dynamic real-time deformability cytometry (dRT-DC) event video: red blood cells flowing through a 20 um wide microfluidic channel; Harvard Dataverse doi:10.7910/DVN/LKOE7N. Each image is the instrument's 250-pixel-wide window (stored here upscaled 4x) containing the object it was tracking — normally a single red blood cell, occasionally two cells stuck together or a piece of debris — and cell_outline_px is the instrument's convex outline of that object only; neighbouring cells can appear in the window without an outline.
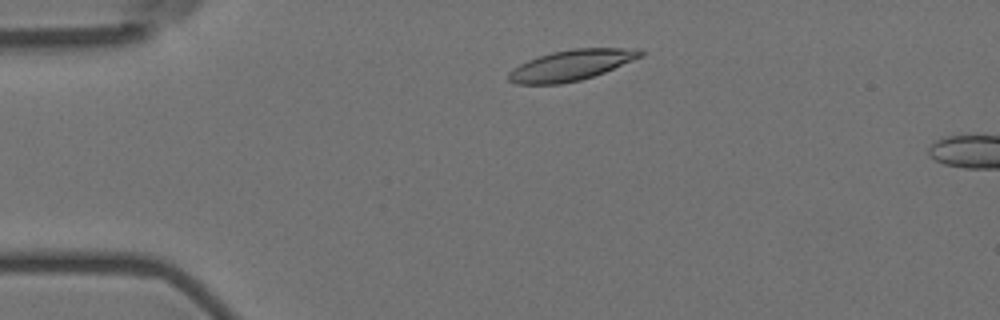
{"species": "Egyptian fruit bat (a non-hibernating species)", "species_latin": "Rousettus aegyptiacus", "temperature_condition": "room temperature", "stored_images_in_passage": 50, "segment_of_instrument_passage": [1, 2], "camera_frame_rate_fps": 3000, "um_per_image_px": 0.085, "animal": {"sex": "female"}, "frame": {"image": 1, "passage_image": 5, "time_ms": 1.333, "image_size_px": [1000, 320], "cell_outline_px": [[644, 56], [604, 72], [580, 80], [560, 84], [516, 84], [508, 80], [508, 72], [512, 68], [528, 60], [552, 52], [572, 48], [640, 48], [644, 52]], "centroid_in_image_um": [48.57, 5.53], "position_along_channel_um": 36.4, "area_um2": 23.58}}
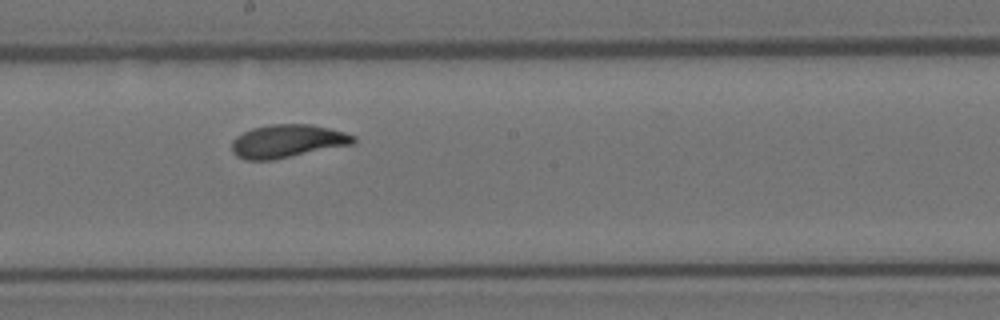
{"frame": {"image": 2, "passage_image": 24, "time_ms": 7.667, "image_size_px": [1000, 320], "cell_outline_px": [[356, 140], [352, 144], [272, 160], [248, 160], [236, 156], [232, 152], [232, 140], [236, 136], [252, 128], [272, 124], [312, 124], [344, 132], [356, 136]], "centroid_in_image_um": [24.41, 11.99], "position_along_channel_um": 223.8, "area_um2": 23.35}}
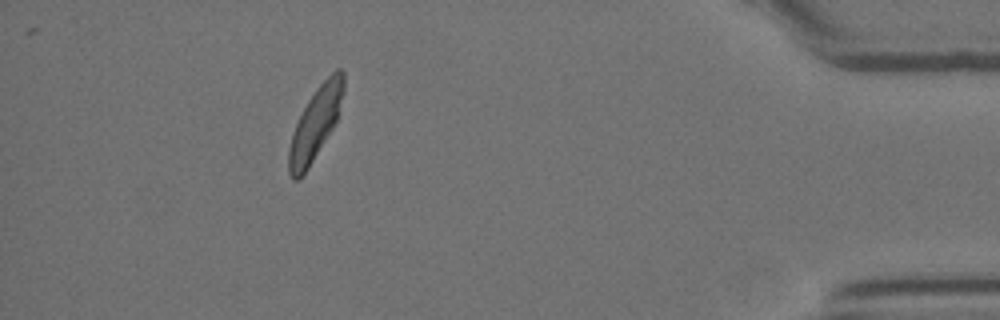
{"frame": {"image": 3, "passage_image": 44, "time_ms": 14.333, "image_size_px": [1000, 320], "cell_outline_px": [[344, 92], [336, 120], [332, 128], [308, 168], [296, 180], [292, 180], [288, 172], [288, 148], [296, 124], [308, 100], [316, 88], [336, 68], [340, 68], [344, 72]], "centroid_in_image_um": [26.81, 10.48], "position_along_channel_um": 408.4, "area_um2": 22.48}}